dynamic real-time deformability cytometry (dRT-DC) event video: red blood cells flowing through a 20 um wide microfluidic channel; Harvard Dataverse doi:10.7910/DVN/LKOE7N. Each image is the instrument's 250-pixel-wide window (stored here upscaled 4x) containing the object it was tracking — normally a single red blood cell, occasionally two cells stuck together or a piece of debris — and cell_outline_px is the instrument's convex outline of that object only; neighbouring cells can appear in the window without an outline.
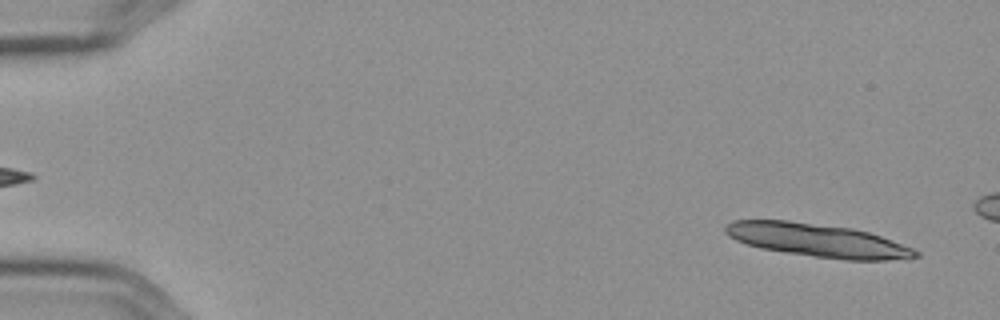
{"species": "Egyptian fruit bat (a non-hibernating species)", "species_latin": "Rousettus aegyptiacus", "temperature_condition": "cold", "stored_images_in_passage": 2, "camera_frame_rate_fps": 3000, "um_per_image_px": 0.085, "frame": {"image": 1, "passage_image": 2, "time_ms": 0.333, "image_size_px": [1000, 320], "cell_outline_px": [[920, 256], [888, 260], [844, 260], [760, 248], [736, 240], [728, 236], [724, 232], [724, 224], [732, 220], [788, 220], [852, 228], [868, 232], [880, 236], [912, 248], [920, 252]], "centroid_in_image_um": [69.45, 20.41], "position_along_channel_um": 15.6, "area_um2": 36.59}}